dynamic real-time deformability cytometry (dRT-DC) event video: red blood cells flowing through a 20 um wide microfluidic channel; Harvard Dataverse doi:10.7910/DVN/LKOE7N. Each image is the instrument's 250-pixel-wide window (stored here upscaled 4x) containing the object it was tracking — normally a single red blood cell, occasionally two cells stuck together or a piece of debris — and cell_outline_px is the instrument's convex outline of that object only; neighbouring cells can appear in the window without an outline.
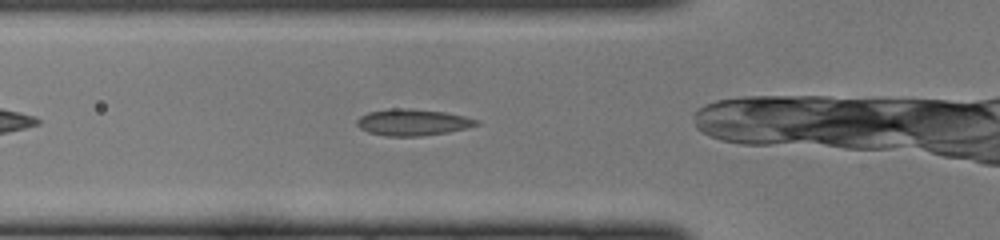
{"species": "common noctule bat (a hibernating species)", "species_latin": "Nyctalus noctula", "temperature_condition": "cold", "stored_images_in_passage": 23, "camera_frame_rate_fps": 3000, "um_per_image_px": 0.085, "animal": {"sex": "female", "body_mass_g": 22.0, "forearm_length_mm": 56.7}, "frame": {"image": 1, "passage_image": 2, "time_ms": 0.333, "image_size_px": [1000, 240], "cell_outline_px": [[480, 124], [468, 128], [448, 132], [420, 136], [388, 136], [368, 132], [360, 128], [356, 124], [356, 120], [360, 116], [368, 112], [392, 108], [412, 108], [444, 112], [464, 116], [480, 120]], "centroid_in_image_um": [35.09, 10.39], "position_along_channel_um": 90.7, "area_um2": 18.55}}
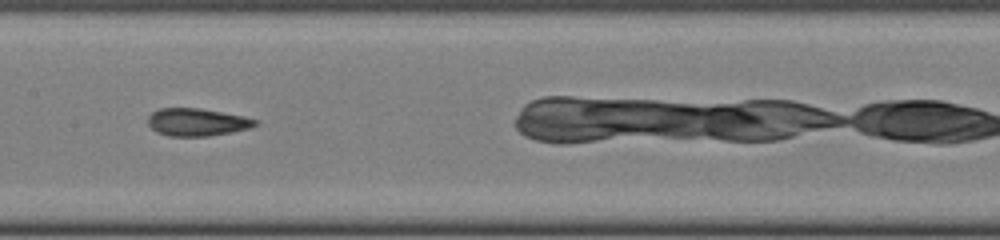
{"frame": {"image": 2, "passage_image": 9, "time_ms": 2.667, "image_size_px": [1000, 240], "cell_outline_px": [[260, 124], [248, 128], [232, 132], [208, 136], [168, 136], [156, 132], [148, 124], [148, 116], [152, 112], [160, 108], [200, 108], [244, 116], [260, 120]], "centroid_in_image_um": [16.77, 10.38], "position_along_channel_um": 190.6, "area_um2": 17.4}}
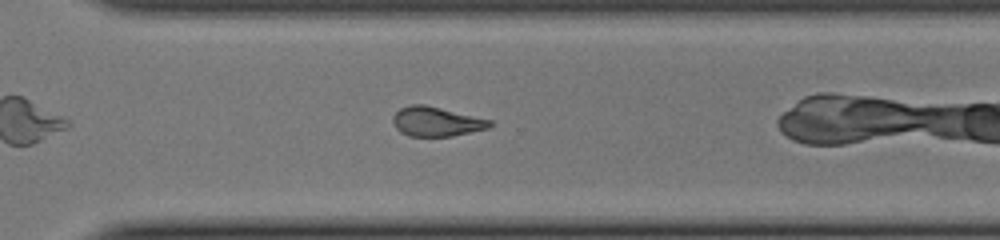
{"frame": {"image": 3, "passage_image": 19, "time_ms": 6.0, "image_size_px": [1000, 240], "cell_outline_px": [[492, 124], [488, 128], [452, 136], [408, 136], [400, 132], [396, 128], [392, 120], [392, 116], [400, 108], [408, 104], [424, 104], [492, 120]], "centroid_in_image_um": [37.05, 10.33], "position_along_channel_um": 333.5, "area_um2": 16.65}}